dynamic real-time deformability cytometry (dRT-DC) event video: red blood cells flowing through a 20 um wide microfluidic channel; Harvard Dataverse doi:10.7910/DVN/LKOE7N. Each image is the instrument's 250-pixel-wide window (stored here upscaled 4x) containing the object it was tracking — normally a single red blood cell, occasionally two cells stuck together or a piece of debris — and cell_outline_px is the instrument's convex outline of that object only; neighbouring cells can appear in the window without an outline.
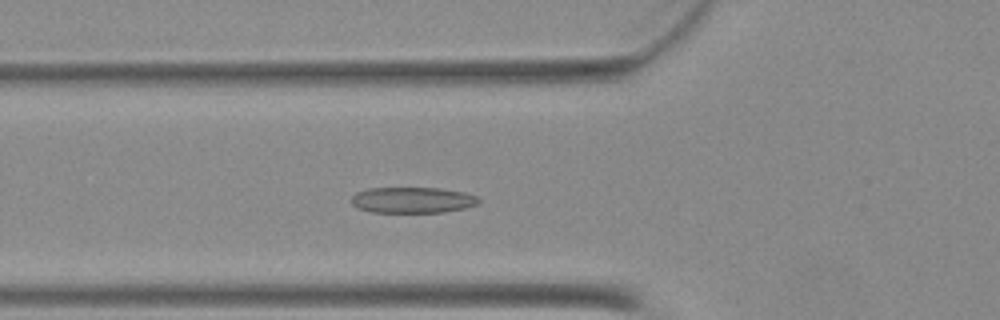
{"species": "Egyptian fruit bat (a non-hibernating species)", "species_latin": "Rousettus aegyptiacus", "temperature_condition": "warm", "stored_images_in_passage": 35, "camera_frame_rate_fps": 3000, "um_per_image_px": 0.085, "animal": {"sex": "female"}, "frame": {"image": 1, "passage_image": 3, "time_ms": 0.667, "image_size_px": [1000, 320], "cell_outline_px": [[480, 204], [464, 208], [444, 212], [372, 212], [360, 208], [352, 204], [352, 196], [356, 192], [368, 188], [440, 188], [464, 192], [476, 196], [480, 200]], "centroid_in_image_um": [35.09, 17.0], "position_along_channel_um": 90.7, "area_um2": 19.19}}
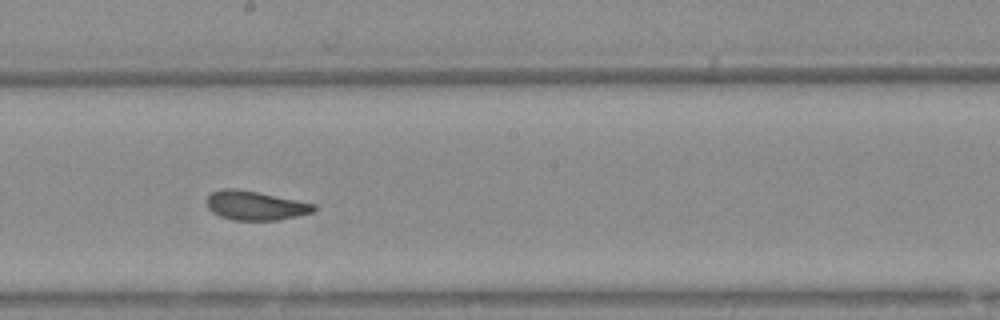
{"frame": {"image": 2, "passage_image": 13, "time_ms": 4.0, "image_size_px": [1000, 320], "cell_outline_px": [[316, 208], [312, 212], [296, 216], [276, 220], [232, 220], [220, 216], [212, 212], [208, 208], [208, 196], [212, 192], [224, 188], [240, 188], [316, 204]], "centroid_in_image_um": [21.69, 17.46], "position_along_channel_um": 226.5, "area_um2": 18.15}}
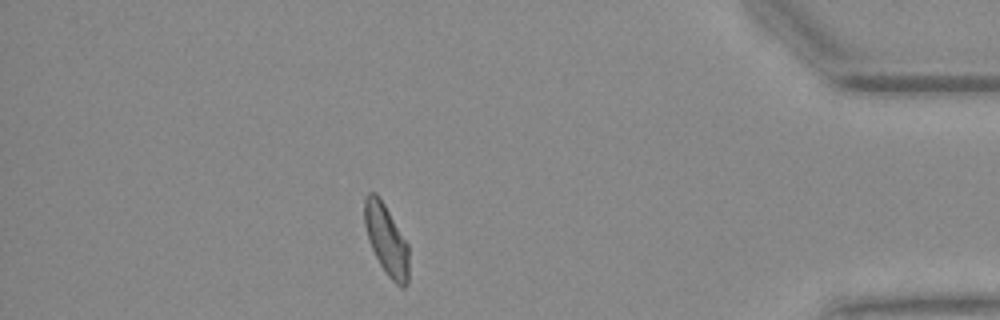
{"frame": {"image": 3, "passage_image": 29, "time_ms": 9.333, "image_size_px": [1000, 320], "cell_outline_px": [[408, 284], [404, 288], [400, 288], [388, 276], [380, 264], [372, 248], [364, 224], [364, 200], [368, 192], [376, 192], [380, 196], [408, 244]], "centroid_in_image_um": [32.84, 20.36], "position_along_channel_um": 402.4, "area_um2": 18.21}}